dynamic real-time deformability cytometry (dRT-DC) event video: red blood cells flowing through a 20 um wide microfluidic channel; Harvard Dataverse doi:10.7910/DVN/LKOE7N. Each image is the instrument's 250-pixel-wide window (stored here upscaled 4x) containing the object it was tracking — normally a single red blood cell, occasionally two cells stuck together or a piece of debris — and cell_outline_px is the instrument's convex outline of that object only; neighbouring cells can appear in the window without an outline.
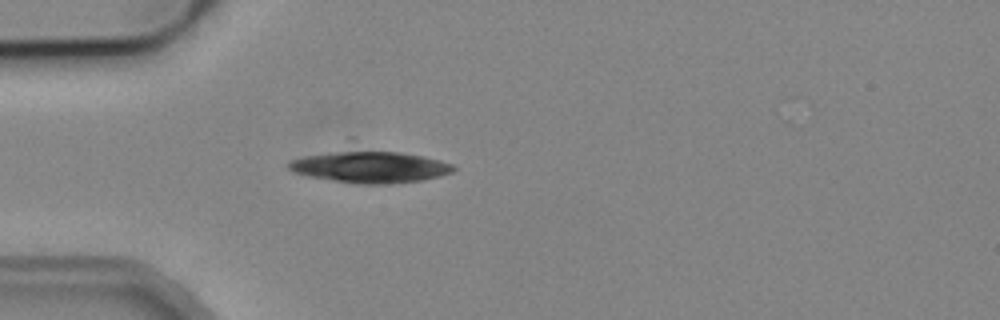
{"species": "common noctule bat (a hibernating species)", "species_latin": "Nyctalus noctula", "temperature_condition": "cold", "stored_images_in_passage": 6, "camera_frame_rate_fps": 3000, "um_per_image_px": 0.085, "animal": {"sex": "male", "body_mass_g": 19.2, "forearm_length_mm": 51.8}, "frame": {"image": 1, "passage_image": 6, "time_ms": 5.667, "image_size_px": [1000, 320], "cell_outline_px": [[456, 168], [452, 172], [440, 176], [420, 180], [392, 184], [360, 184], [308, 176], [292, 172], [284, 164], [288, 160], [304, 156], [340, 152], [400, 152], [424, 156], [440, 160], [452, 164]], "centroid_in_image_um": [31.45, 14.21], "position_along_channel_um": 53.6, "area_um2": 29.82}}